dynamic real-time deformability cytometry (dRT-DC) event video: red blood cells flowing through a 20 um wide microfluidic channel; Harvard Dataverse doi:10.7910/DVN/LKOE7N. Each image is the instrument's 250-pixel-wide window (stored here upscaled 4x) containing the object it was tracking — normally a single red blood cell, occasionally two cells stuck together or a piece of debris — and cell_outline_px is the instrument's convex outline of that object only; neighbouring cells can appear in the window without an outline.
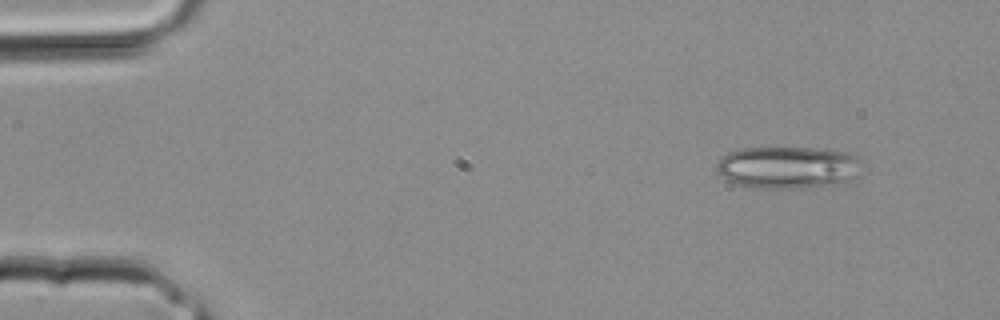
{"species": "common noctule bat (a hibernating species)", "species_latin": "Nyctalus noctula", "temperature_condition": "room temperature", "stored_images_in_passage": 3, "camera_frame_rate_fps": 3000, "um_per_image_px": 0.085, "animal": {"sex": "male", "body_mass_g": 20.4}, "frame": {"image": 1, "passage_image": 1, "time_ms": 0.0, "image_size_px": [1000, 320], "cell_outline_px": [[856, 176], [844, 184], [804, 188], [752, 188], [736, 184], [720, 176], [716, 172], [716, 164], [728, 152], [740, 148], [828, 148], [848, 152], [856, 156]], "centroid_in_image_um": [66.93, 14.24], "position_along_channel_um": 18.1, "area_um2": 35.95}}